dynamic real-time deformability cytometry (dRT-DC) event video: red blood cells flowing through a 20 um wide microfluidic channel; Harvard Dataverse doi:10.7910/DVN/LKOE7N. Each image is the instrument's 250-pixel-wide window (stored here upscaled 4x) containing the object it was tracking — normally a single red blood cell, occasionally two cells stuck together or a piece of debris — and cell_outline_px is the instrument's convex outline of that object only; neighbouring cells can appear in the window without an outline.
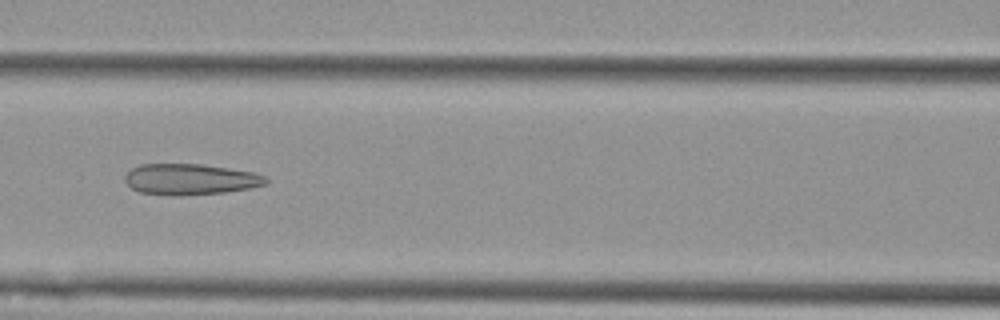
{"species": "Egyptian fruit bat (a non-hibernating species)", "species_latin": "Rousettus aegyptiacus", "temperature_condition": "cold", "stored_images_in_passage": 8, "camera_frame_rate_fps": 3000, "um_per_image_px": 0.085, "animal": {"sex": "female"}, "frame": {"image": 1, "passage_image": 7, "time_ms": 7.0, "image_size_px": [1000, 320], "cell_outline_px": [[268, 184], [248, 188], [224, 192], [180, 196], [176, 196], [140, 192], [132, 188], [124, 180], [124, 176], [132, 168], [140, 164], [200, 164], [256, 172], [264, 176], [268, 180]], "centroid_in_image_um": [16.18, 15.24], "position_along_channel_um": 150.4, "area_um2": 25.43}}
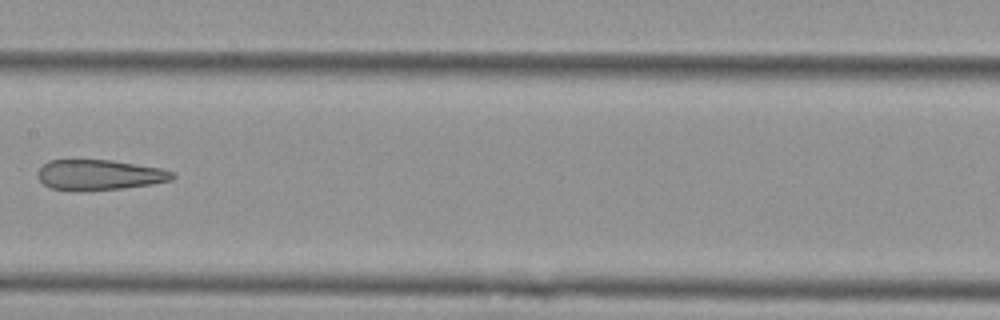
{"frame": {"image": 2, "passage_image": 8, "time_ms": 8.333, "image_size_px": [1000, 320], "cell_outline_px": [[176, 176], [172, 180], [152, 184], [124, 188], [80, 192], [76, 192], [52, 188], [44, 184], [36, 176], [36, 172], [48, 160], [112, 160], [164, 168], [176, 172]], "centroid_in_image_um": [8.48, 14.87], "position_along_channel_um": 198.9, "area_um2": 24.39}}